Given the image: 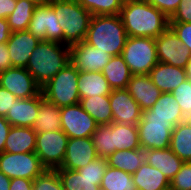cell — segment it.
I'll list each match as a JSON object with an SVG mask.
<instances>
[{
  "instance_id": "cell-15",
  "label": "cell",
  "mask_w": 191,
  "mask_h": 190,
  "mask_svg": "<svg viewBox=\"0 0 191 190\" xmlns=\"http://www.w3.org/2000/svg\"><path fill=\"white\" fill-rule=\"evenodd\" d=\"M112 122L137 125L141 120L142 110L127 89L111 90L109 95Z\"/></svg>"
},
{
  "instance_id": "cell-16",
  "label": "cell",
  "mask_w": 191,
  "mask_h": 190,
  "mask_svg": "<svg viewBox=\"0 0 191 190\" xmlns=\"http://www.w3.org/2000/svg\"><path fill=\"white\" fill-rule=\"evenodd\" d=\"M98 158L91 137L69 138L65 158L60 168L78 170Z\"/></svg>"
},
{
  "instance_id": "cell-17",
  "label": "cell",
  "mask_w": 191,
  "mask_h": 190,
  "mask_svg": "<svg viewBox=\"0 0 191 190\" xmlns=\"http://www.w3.org/2000/svg\"><path fill=\"white\" fill-rule=\"evenodd\" d=\"M41 40L33 36L29 31L11 32L6 42L12 67L26 68L32 52Z\"/></svg>"
},
{
  "instance_id": "cell-47",
  "label": "cell",
  "mask_w": 191,
  "mask_h": 190,
  "mask_svg": "<svg viewBox=\"0 0 191 190\" xmlns=\"http://www.w3.org/2000/svg\"><path fill=\"white\" fill-rule=\"evenodd\" d=\"M11 60L8 48L6 43L0 44V72L5 71L8 68H11Z\"/></svg>"
},
{
  "instance_id": "cell-21",
  "label": "cell",
  "mask_w": 191,
  "mask_h": 190,
  "mask_svg": "<svg viewBox=\"0 0 191 190\" xmlns=\"http://www.w3.org/2000/svg\"><path fill=\"white\" fill-rule=\"evenodd\" d=\"M40 106V94L28 98H17L5 118L11 126L31 127L33 126Z\"/></svg>"
},
{
  "instance_id": "cell-30",
  "label": "cell",
  "mask_w": 191,
  "mask_h": 190,
  "mask_svg": "<svg viewBox=\"0 0 191 190\" xmlns=\"http://www.w3.org/2000/svg\"><path fill=\"white\" fill-rule=\"evenodd\" d=\"M79 104L98 125L112 123V111L109 96L81 98Z\"/></svg>"
},
{
  "instance_id": "cell-39",
  "label": "cell",
  "mask_w": 191,
  "mask_h": 190,
  "mask_svg": "<svg viewBox=\"0 0 191 190\" xmlns=\"http://www.w3.org/2000/svg\"><path fill=\"white\" fill-rule=\"evenodd\" d=\"M170 190H191V161L184 162L175 177L170 180Z\"/></svg>"
},
{
  "instance_id": "cell-46",
  "label": "cell",
  "mask_w": 191,
  "mask_h": 190,
  "mask_svg": "<svg viewBox=\"0 0 191 190\" xmlns=\"http://www.w3.org/2000/svg\"><path fill=\"white\" fill-rule=\"evenodd\" d=\"M11 125L7 119L0 116V154L4 152V145L10 131Z\"/></svg>"
},
{
  "instance_id": "cell-40",
  "label": "cell",
  "mask_w": 191,
  "mask_h": 190,
  "mask_svg": "<svg viewBox=\"0 0 191 190\" xmlns=\"http://www.w3.org/2000/svg\"><path fill=\"white\" fill-rule=\"evenodd\" d=\"M108 167L107 159L98 157L85 167L77 171L81 176L89 178H103L106 168Z\"/></svg>"
},
{
  "instance_id": "cell-51",
  "label": "cell",
  "mask_w": 191,
  "mask_h": 190,
  "mask_svg": "<svg viewBox=\"0 0 191 190\" xmlns=\"http://www.w3.org/2000/svg\"><path fill=\"white\" fill-rule=\"evenodd\" d=\"M184 69L187 79L191 81V59L189 60Z\"/></svg>"
},
{
  "instance_id": "cell-34",
  "label": "cell",
  "mask_w": 191,
  "mask_h": 190,
  "mask_svg": "<svg viewBox=\"0 0 191 190\" xmlns=\"http://www.w3.org/2000/svg\"><path fill=\"white\" fill-rule=\"evenodd\" d=\"M100 190H138L132 174L108 166L102 178Z\"/></svg>"
},
{
  "instance_id": "cell-1",
  "label": "cell",
  "mask_w": 191,
  "mask_h": 190,
  "mask_svg": "<svg viewBox=\"0 0 191 190\" xmlns=\"http://www.w3.org/2000/svg\"><path fill=\"white\" fill-rule=\"evenodd\" d=\"M119 16L130 37L157 38L169 27V18L146 0H124Z\"/></svg>"
},
{
  "instance_id": "cell-42",
  "label": "cell",
  "mask_w": 191,
  "mask_h": 190,
  "mask_svg": "<svg viewBox=\"0 0 191 190\" xmlns=\"http://www.w3.org/2000/svg\"><path fill=\"white\" fill-rule=\"evenodd\" d=\"M169 22L191 23V0H181Z\"/></svg>"
},
{
  "instance_id": "cell-48",
  "label": "cell",
  "mask_w": 191,
  "mask_h": 190,
  "mask_svg": "<svg viewBox=\"0 0 191 190\" xmlns=\"http://www.w3.org/2000/svg\"><path fill=\"white\" fill-rule=\"evenodd\" d=\"M17 0L0 1V18L7 19L16 7Z\"/></svg>"
},
{
  "instance_id": "cell-27",
  "label": "cell",
  "mask_w": 191,
  "mask_h": 190,
  "mask_svg": "<svg viewBox=\"0 0 191 190\" xmlns=\"http://www.w3.org/2000/svg\"><path fill=\"white\" fill-rule=\"evenodd\" d=\"M102 73L112 90L126 89L133 75L121 55L113 56Z\"/></svg>"
},
{
  "instance_id": "cell-6",
  "label": "cell",
  "mask_w": 191,
  "mask_h": 190,
  "mask_svg": "<svg viewBox=\"0 0 191 190\" xmlns=\"http://www.w3.org/2000/svg\"><path fill=\"white\" fill-rule=\"evenodd\" d=\"M121 56L133 75H148L159 62L152 37L128 36Z\"/></svg>"
},
{
  "instance_id": "cell-28",
  "label": "cell",
  "mask_w": 191,
  "mask_h": 190,
  "mask_svg": "<svg viewBox=\"0 0 191 190\" xmlns=\"http://www.w3.org/2000/svg\"><path fill=\"white\" fill-rule=\"evenodd\" d=\"M106 159L108 166L123 170L132 175L145 162L144 150L142 148L115 151Z\"/></svg>"
},
{
  "instance_id": "cell-4",
  "label": "cell",
  "mask_w": 191,
  "mask_h": 190,
  "mask_svg": "<svg viewBox=\"0 0 191 190\" xmlns=\"http://www.w3.org/2000/svg\"><path fill=\"white\" fill-rule=\"evenodd\" d=\"M63 32V44L72 46L85 40L92 14L76 0L47 1Z\"/></svg>"
},
{
  "instance_id": "cell-26",
  "label": "cell",
  "mask_w": 191,
  "mask_h": 190,
  "mask_svg": "<svg viewBox=\"0 0 191 190\" xmlns=\"http://www.w3.org/2000/svg\"><path fill=\"white\" fill-rule=\"evenodd\" d=\"M61 108L47 101L40 93V106L37 118L32 126L36 133L56 131L61 129Z\"/></svg>"
},
{
  "instance_id": "cell-25",
  "label": "cell",
  "mask_w": 191,
  "mask_h": 190,
  "mask_svg": "<svg viewBox=\"0 0 191 190\" xmlns=\"http://www.w3.org/2000/svg\"><path fill=\"white\" fill-rule=\"evenodd\" d=\"M77 83L80 99L109 96L112 90L102 72L79 71Z\"/></svg>"
},
{
  "instance_id": "cell-19",
  "label": "cell",
  "mask_w": 191,
  "mask_h": 190,
  "mask_svg": "<svg viewBox=\"0 0 191 190\" xmlns=\"http://www.w3.org/2000/svg\"><path fill=\"white\" fill-rule=\"evenodd\" d=\"M126 89L142 111L150 109L162 93L148 75H132Z\"/></svg>"
},
{
  "instance_id": "cell-45",
  "label": "cell",
  "mask_w": 191,
  "mask_h": 190,
  "mask_svg": "<svg viewBox=\"0 0 191 190\" xmlns=\"http://www.w3.org/2000/svg\"><path fill=\"white\" fill-rule=\"evenodd\" d=\"M9 190H33V180L27 178H12Z\"/></svg>"
},
{
  "instance_id": "cell-13",
  "label": "cell",
  "mask_w": 191,
  "mask_h": 190,
  "mask_svg": "<svg viewBox=\"0 0 191 190\" xmlns=\"http://www.w3.org/2000/svg\"><path fill=\"white\" fill-rule=\"evenodd\" d=\"M0 86L21 99L32 98L41 93V87L26 68L11 67L0 72Z\"/></svg>"
},
{
  "instance_id": "cell-11",
  "label": "cell",
  "mask_w": 191,
  "mask_h": 190,
  "mask_svg": "<svg viewBox=\"0 0 191 190\" xmlns=\"http://www.w3.org/2000/svg\"><path fill=\"white\" fill-rule=\"evenodd\" d=\"M60 116L61 130L69 138L91 137L98 125L79 103L61 107Z\"/></svg>"
},
{
  "instance_id": "cell-9",
  "label": "cell",
  "mask_w": 191,
  "mask_h": 190,
  "mask_svg": "<svg viewBox=\"0 0 191 190\" xmlns=\"http://www.w3.org/2000/svg\"><path fill=\"white\" fill-rule=\"evenodd\" d=\"M174 127L167 119L141 118L137 124L141 148L143 150L169 148Z\"/></svg>"
},
{
  "instance_id": "cell-33",
  "label": "cell",
  "mask_w": 191,
  "mask_h": 190,
  "mask_svg": "<svg viewBox=\"0 0 191 190\" xmlns=\"http://www.w3.org/2000/svg\"><path fill=\"white\" fill-rule=\"evenodd\" d=\"M36 6L33 0H17L15 9L7 18L11 32L27 30Z\"/></svg>"
},
{
  "instance_id": "cell-37",
  "label": "cell",
  "mask_w": 191,
  "mask_h": 190,
  "mask_svg": "<svg viewBox=\"0 0 191 190\" xmlns=\"http://www.w3.org/2000/svg\"><path fill=\"white\" fill-rule=\"evenodd\" d=\"M33 190H64L57 170L46 169L33 180Z\"/></svg>"
},
{
  "instance_id": "cell-12",
  "label": "cell",
  "mask_w": 191,
  "mask_h": 190,
  "mask_svg": "<svg viewBox=\"0 0 191 190\" xmlns=\"http://www.w3.org/2000/svg\"><path fill=\"white\" fill-rule=\"evenodd\" d=\"M155 44L159 62L185 68L191 59L190 50L182 44L170 27L155 38Z\"/></svg>"
},
{
  "instance_id": "cell-52",
  "label": "cell",
  "mask_w": 191,
  "mask_h": 190,
  "mask_svg": "<svg viewBox=\"0 0 191 190\" xmlns=\"http://www.w3.org/2000/svg\"><path fill=\"white\" fill-rule=\"evenodd\" d=\"M34 2H36L37 4H41V3H45V0H33Z\"/></svg>"
},
{
  "instance_id": "cell-23",
  "label": "cell",
  "mask_w": 191,
  "mask_h": 190,
  "mask_svg": "<svg viewBox=\"0 0 191 190\" xmlns=\"http://www.w3.org/2000/svg\"><path fill=\"white\" fill-rule=\"evenodd\" d=\"M36 131L31 127L11 126L4 145V152H35Z\"/></svg>"
},
{
  "instance_id": "cell-41",
  "label": "cell",
  "mask_w": 191,
  "mask_h": 190,
  "mask_svg": "<svg viewBox=\"0 0 191 190\" xmlns=\"http://www.w3.org/2000/svg\"><path fill=\"white\" fill-rule=\"evenodd\" d=\"M169 27L191 52V23L169 22Z\"/></svg>"
},
{
  "instance_id": "cell-24",
  "label": "cell",
  "mask_w": 191,
  "mask_h": 190,
  "mask_svg": "<svg viewBox=\"0 0 191 190\" xmlns=\"http://www.w3.org/2000/svg\"><path fill=\"white\" fill-rule=\"evenodd\" d=\"M132 178L138 190H170L169 179L146 162L135 171Z\"/></svg>"
},
{
  "instance_id": "cell-20",
  "label": "cell",
  "mask_w": 191,
  "mask_h": 190,
  "mask_svg": "<svg viewBox=\"0 0 191 190\" xmlns=\"http://www.w3.org/2000/svg\"><path fill=\"white\" fill-rule=\"evenodd\" d=\"M141 118H161L170 120L176 126L188 120L175 100L172 93H161L157 102L150 108L142 111Z\"/></svg>"
},
{
  "instance_id": "cell-22",
  "label": "cell",
  "mask_w": 191,
  "mask_h": 190,
  "mask_svg": "<svg viewBox=\"0 0 191 190\" xmlns=\"http://www.w3.org/2000/svg\"><path fill=\"white\" fill-rule=\"evenodd\" d=\"M144 156L145 162L159 169L169 181L175 177L184 163L170 148L144 150Z\"/></svg>"
},
{
  "instance_id": "cell-8",
  "label": "cell",
  "mask_w": 191,
  "mask_h": 190,
  "mask_svg": "<svg viewBox=\"0 0 191 190\" xmlns=\"http://www.w3.org/2000/svg\"><path fill=\"white\" fill-rule=\"evenodd\" d=\"M46 168L35 152L0 154V171L10 179L27 178L34 180L42 174Z\"/></svg>"
},
{
  "instance_id": "cell-3",
  "label": "cell",
  "mask_w": 191,
  "mask_h": 190,
  "mask_svg": "<svg viewBox=\"0 0 191 190\" xmlns=\"http://www.w3.org/2000/svg\"><path fill=\"white\" fill-rule=\"evenodd\" d=\"M127 38L128 35L119 14L95 15L90 20L84 41L111 56H119L122 54Z\"/></svg>"
},
{
  "instance_id": "cell-35",
  "label": "cell",
  "mask_w": 191,
  "mask_h": 190,
  "mask_svg": "<svg viewBox=\"0 0 191 190\" xmlns=\"http://www.w3.org/2000/svg\"><path fill=\"white\" fill-rule=\"evenodd\" d=\"M91 138L98 157L106 159L115 152V147H113V122L97 125Z\"/></svg>"
},
{
  "instance_id": "cell-43",
  "label": "cell",
  "mask_w": 191,
  "mask_h": 190,
  "mask_svg": "<svg viewBox=\"0 0 191 190\" xmlns=\"http://www.w3.org/2000/svg\"><path fill=\"white\" fill-rule=\"evenodd\" d=\"M152 6L156 7L168 18H170L176 11L181 0H146Z\"/></svg>"
},
{
  "instance_id": "cell-32",
  "label": "cell",
  "mask_w": 191,
  "mask_h": 190,
  "mask_svg": "<svg viewBox=\"0 0 191 190\" xmlns=\"http://www.w3.org/2000/svg\"><path fill=\"white\" fill-rule=\"evenodd\" d=\"M113 147L115 151L141 148L137 125L113 123Z\"/></svg>"
},
{
  "instance_id": "cell-2",
  "label": "cell",
  "mask_w": 191,
  "mask_h": 190,
  "mask_svg": "<svg viewBox=\"0 0 191 190\" xmlns=\"http://www.w3.org/2000/svg\"><path fill=\"white\" fill-rule=\"evenodd\" d=\"M70 63V46L56 41H40L26 69L42 88Z\"/></svg>"
},
{
  "instance_id": "cell-5",
  "label": "cell",
  "mask_w": 191,
  "mask_h": 190,
  "mask_svg": "<svg viewBox=\"0 0 191 190\" xmlns=\"http://www.w3.org/2000/svg\"><path fill=\"white\" fill-rule=\"evenodd\" d=\"M78 74L77 68L69 63L41 88L44 98L59 108L78 104Z\"/></svg>"
},
{
  "instance_id": "cell-10",
  "label": "cell",
  "mask_w": 191,
  "mask_h": 190,
  "mask_svg": "<svg viewBox=\"0 0 191 190\" xmlns=\"http://www.w3.org/2000/svg\"><path fill=\"white\" fill-rule=\"evenodd\" d=\"M27 31L41 41H56L63 44L62 28L48 2L37 4Z\"/></svg>"
},
{
  "instance_id": "cell-38",
  "label": "cell",
  "mask_w": 191,
  "mask_h": 190,
  "mask_svg": "<svg viewBox=\"0 0 191 190\" xmlns=\"http://www.w3.org/2000/svg\"><path fill=\"white\" fill-rule=\"evenodd\" d=\"M175 100L181 107L183 115L190 119L191 117V81L186 80L171 92Z\"/></svg>"
},
{
  "instance_id": "cell-14",
  "label": "cell",
  "mask_w": 191,
  "mask_h": 190,
  "mask_svg": "<svg viewBox=\"0 0 191 190\" xmlns=\"http://www.w3.org/2000/svg\"><path fill=\"white\" fill-rule=\"evenodd\" d=\"M112 57L108 53L97 50V48L85 41L70 46V63L78 71L102 72Z\"/></svg>"
},
{
  "instance_id": "cell-50",
  "label": "cell",
  "mask_w": 191,
  "mask_h": 190,
  "mask_svg": "<svg viewBox=\"0 0 191 190\" xmlns=\"http://www.w3.org/2000/svg\"><path fill=\"white\" fill-rule=\"evenodd\" d=\"M11 179L0 171V190H9Z\"/></svg>"
},
{
  "instance_id": "cell-44",
  "label": "cell",
  "mask_w": 191,
  "mask_h": 190,
  "mask_svg": "<svg viewBox=\"0 0 191 190\" xmlns=\"http://www.w3.org/2000/svg\"><path fill=\"white\" fill-rule=\"evenodd\" d=\"M16 99L11 92L0 86V116H6Z\"/></svg>"
},
{
  "instance_id": "cell-29",
  "label": "cell",
  "mask_w": 191,
  "mask_h": 190,
  "mask_svg": "<svg viewBox=\"0 0 191 190\" xmlns=\"http://www.w3.org/2000/svg\"><path fill=\"white\" fill-rule=\"evenodd\" d=\"M169 148L184 162L191 161V121L189 119L174 127Z\"/></svg>"
},
{
  "instance_id": "cell-36",
  "label": "cell",
  "mask_w": 191,
  "mask_h": 190,
  "mask_svg": "<svg viewBox=\"0 0 191 190\" xmlns=\"http://www.w3.org/2000/svg\"><path fill=\"white\" fill-rule=\"evenodd\" d=\"M92 16L95 15H118L122 9L124 0H76Z\"/></svg>"
},
{
  "instance_id": "cell-49",
  "label": "cell",
  "mask_w": 191,
  "mask_h": 190,
  "mask_svg": "<svg viewBox=\"0 0 191 190\" xmlns=\"http://www.w3.org/2000/svg\"><path fill=\"white\" fill-rule=\"evenodd\" d=\"M11 30L7 19L0 18V44L6 43L10 38Z\"/></svg>"
},
{
  "instance_id": "cell-7",
  "label": "cell",
  "mask_w": 191,
  "mask_h": 190,
  "mask_svg": "<svg viewBox=\"0 0 191 190\" xmlns=\"http://www.w3.org/2000/svg\"><path fill=\"white\" fill-rule=\"evenodd\" d=\"M69 137L60 129L37 133L35 153L48 170L61 167L66 154Z\"/></svg>"
},
{
  "instance_id": "cell-18",
  "label": "cell",
  "mask_w": 191,
  "mask_h": 190,
  "mask_svg": "<svg viewBox=\"0 0 191 190\" xmlns=\"http://www.w3.org/2000/svg\"><path fill=\"white\" fill-rule=\"evenodd\" d=\"M148 76L162 93L173 92L175 88L187 80L184 68L162 62H158Z\"/></svg>"
},
{
  "instance_id": "cell-31",
  "label": "cell",
  "mask_w": 191,
  "mask_h": 190,
  "mask_svg": "<svg viewBox=\"0 0 191 190\" xmlns=\"http://www.w3.org/2000/svg\"><path fill=\"white\" fill-rule=\"evenodd\" d=\"M56 170L64 190H100L102 178L84 177L77 170Z\"/></svg>"
}]
</instances>
